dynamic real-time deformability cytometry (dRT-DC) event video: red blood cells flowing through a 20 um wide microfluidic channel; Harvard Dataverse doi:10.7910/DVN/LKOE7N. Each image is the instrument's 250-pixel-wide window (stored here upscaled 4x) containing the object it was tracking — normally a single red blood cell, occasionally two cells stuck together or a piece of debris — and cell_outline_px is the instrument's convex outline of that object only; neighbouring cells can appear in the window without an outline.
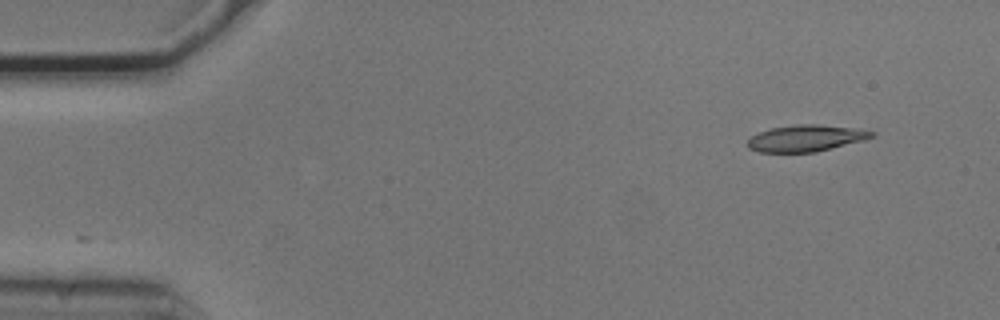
{"species": "common noctule bat (a hibernating species)", "species_latin": "Nyctalus noctula", "temperature_condition": "cold", "stored_images_in_passage": 50, "camera_frame_rate_fps": 3000, "um_per_image_px": 0.085, "animal": {"sex": "male", "body_mass_g": 20.5, "forearm_length_mm": 52.5}, "frame": {"image": 1, "passage_image": 1, "time_ms": 0.0, "image_size_px": [1000, 320], "cell_outline_px": [[876, 136], [864, 140], [816, 152], [760, 152], [748, 148], [748, 140], [752, 136], [760, 132], [772, 128], [796, 124], [816, 124], [852, 128], [876, 132]], "centroid_in_image_um": [68.52, 11.75], "position_along_channel_um": 16.5, "area_um2": 19.02}}
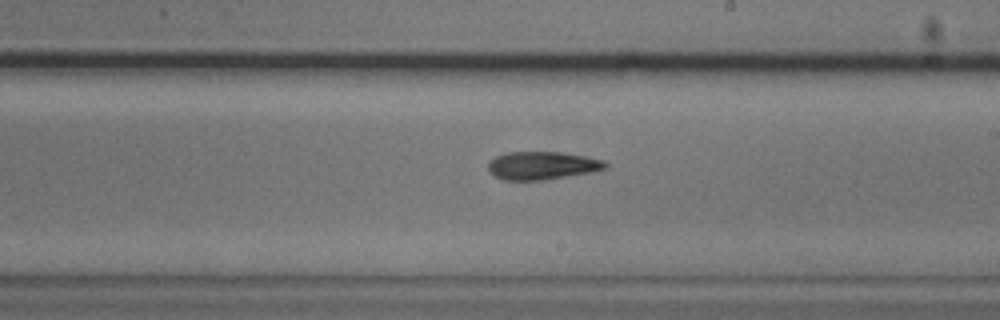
{"frame": {"image": 2, "passage_image": 27, "time_ms": 8.667, "image_size_px": [1000, 320], "cell_outline_px": [[608, 168], [592, 172], [544, 180], [504, 180], [496, 176], [488, 168], [488, 160], [496, 156], [508, 152], [560, 152], [584, 156], [604, 160], [608, 164]], "centroid_in_image_um": [46.1, 14.07], "position_along_channel_um": 242.9, "area_um2": 19.13}}
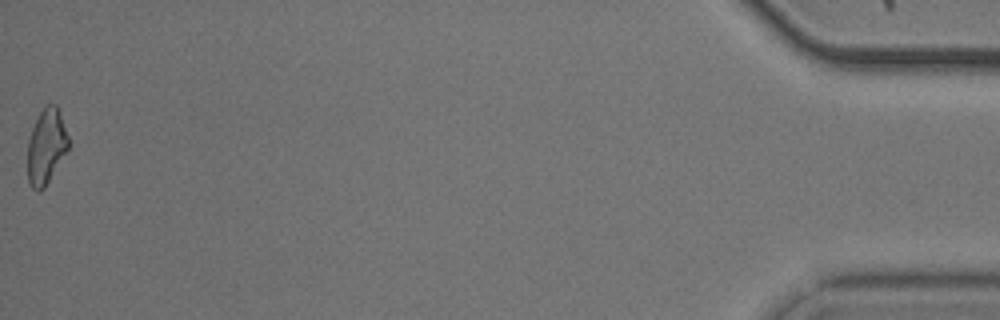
{"frame": {"image": 3, "passage_image": 50, "time_ms": 16.333, "image_size_px": [1000, 320], "cell_outline_px": [[68, 148], [44, 188], [40, 192], [36, 192], [32, 188], [28, 180], [28, 140], [32, 128], [40, 112], [48, 104], [56, 104], [60, 112], [68, 136]], "centroid_in_image_um": [3.92, 12.46], "position_along_channel_um": 431.3, "area_um2": 17.63}, "authors_computed_cell_mechanics": {"area_um2": 19.1607, "velocity_mm_per_s": 3.7398, "shape_relaxation_time_tau1_ms": 6.2209, "shape_relaxation_time_tau2_ms": 2.0086, "deformation_change_tau1": 0.1714, "deformation_change_tau2": 0.0975}}